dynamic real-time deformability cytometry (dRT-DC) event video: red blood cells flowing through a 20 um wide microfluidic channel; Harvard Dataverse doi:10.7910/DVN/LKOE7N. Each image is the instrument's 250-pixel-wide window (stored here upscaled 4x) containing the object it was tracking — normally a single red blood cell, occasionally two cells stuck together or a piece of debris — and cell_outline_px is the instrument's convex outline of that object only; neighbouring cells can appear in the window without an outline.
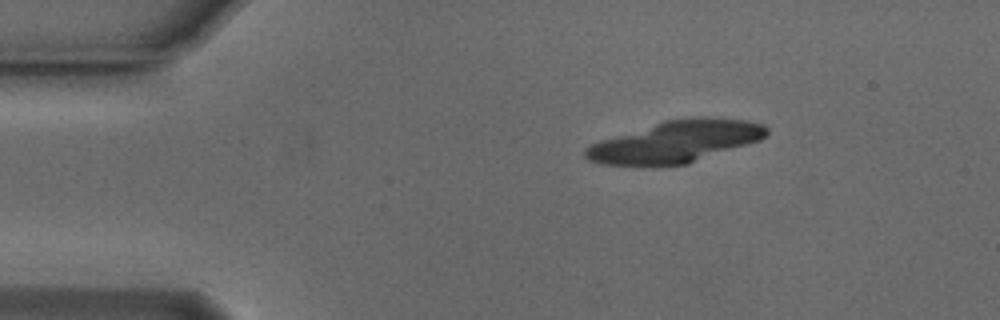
{"species": "Egyptian fruit bat (a non-hibernating species)", "species_latin": "Rousettus aegyptiacus", "temperature_condition": "cold", "stored_images_in_passage": 4, "segment_of_instrument_passage": [2, 2], "camera_frame_rate_fps": 3000, "um_per_image_px": 0.085, "animal": {"sex": "male"}, "frame": {"image": 1, "passage_image": 4, "time_ms": 1.0, "image_size_px": [1000, 320], "cell_outline_px": [[764, 132], [760, 136], [688, 160], [668, 164], [648, 164], [608, 160], [592, 156], [592, 152], [596, 148], [604, 144], [668, 124], [744, 124], [760, 128]], "centroid_in_image_um": [57.44, 12.15], "position_along_channel_um": 27.6, "area_um2": 31.91}}